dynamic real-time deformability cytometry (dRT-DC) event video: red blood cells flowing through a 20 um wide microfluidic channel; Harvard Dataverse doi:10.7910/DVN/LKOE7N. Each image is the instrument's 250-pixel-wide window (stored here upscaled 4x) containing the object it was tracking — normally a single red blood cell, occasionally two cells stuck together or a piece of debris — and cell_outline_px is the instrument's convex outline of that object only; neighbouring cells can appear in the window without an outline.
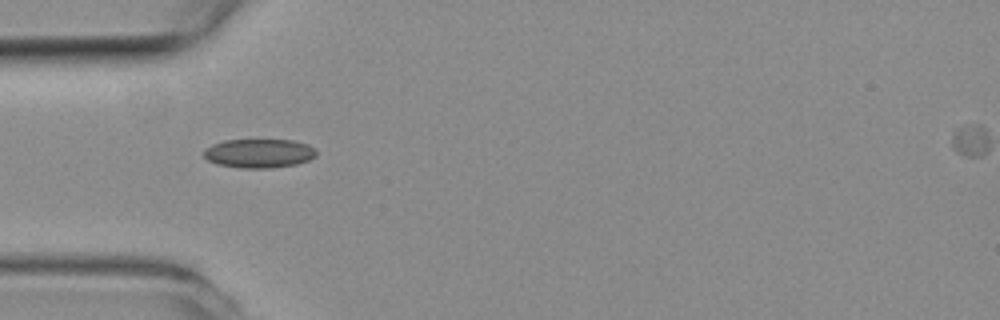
{"species": "common noctule bat (a hibernating species)", "species_latin": "Nyctalus noctula", "temperature_condition": "room temperature", "stored_images_in_passage": 37, "camera_frame_rate_fps": 3000, "um_per_image_px": 0.085, "animal": {"sex": "female", "body_mass_g": 19.3, "forearm_length_mm": 54.1}, "frame": {"image": 1, "passage_image": 1, "time_ms": 0.0, "image_size_px": [1000, 320], "cell_outline_px": [[316, 156], [308, 160], [296, 164], [272, 168], [240, 168], [216, 164], [208, 160], [204, 156], [204, 152], [212, 144], [224, 140], [292, 140], [308, 144], [316, 152]], "centroid_in_image_um": [22.01, 13.04], "position_along_channel_um": 63.0, "area_um2": 18.9}}
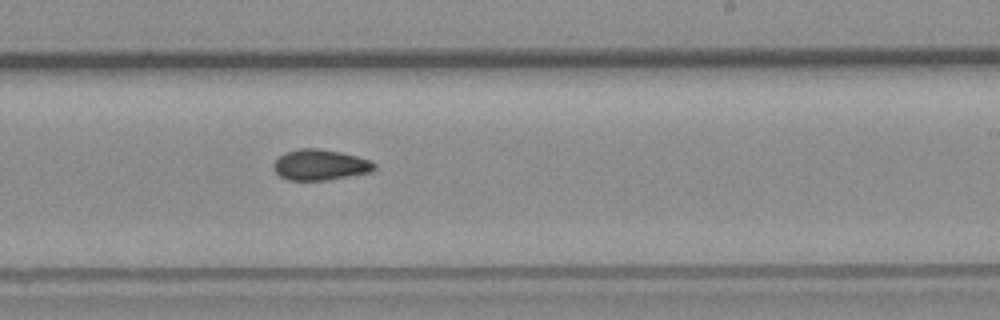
{"frame": {"image": 2, "passage_image": 16, "time_ms": 5.0, "image_size_px": [1000, 320], "cell_outline_px": [[376, 168], [372, 172], [328, 180], [288, 180], [280, 176], [272, 168], [272, 164], [284, 152], [300, 148], [316, 148], [340, 152], [356, 156], [368, 160], [376, 164]], "centroid_in_image_um": [27.2, 14.01], "position_along_channel_um": 261.8, "area_um2": 18.09}}
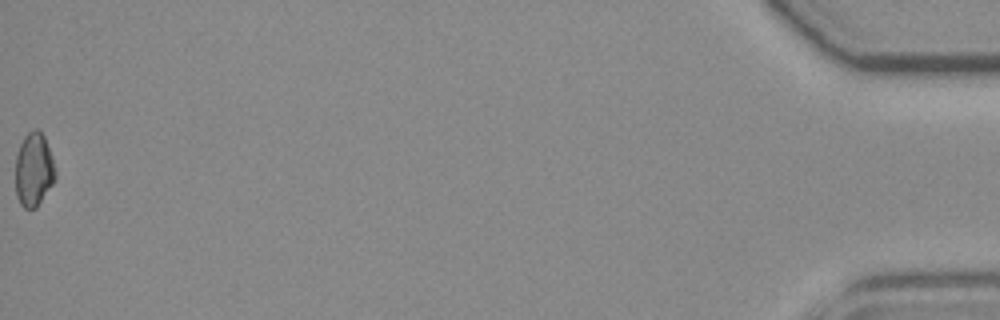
{"frame": {"image": 3, "passage_image": 37, "time_ms": 12.0, "image_size_px": [1000, 320], "cell_outline_px": [[56, 176], [52, 184], [36, 208], [24, 208], [20, 204], [16, 196], [16, 156], [20, 144], [24, 136], [32, 128], [36, 128], [44, 136], [56, 168]], "centroid_in_image_um": [2.87, 14.41], "position_along_channel_um": 432.3, "area_um2": 17.11}, "authors_computed_cell_mechanics": {"area_um2": 17.629, "velocity_mm_per_s": 3.9998, "shape_relaxation_time_tau1_ms": null, "shape_relaxation_time_tau2_ms": 3.4382, "deformation_change_tau1": null, "deformation_change_tau2": 0.0649}}